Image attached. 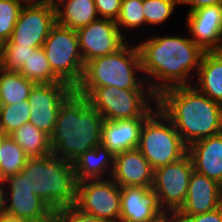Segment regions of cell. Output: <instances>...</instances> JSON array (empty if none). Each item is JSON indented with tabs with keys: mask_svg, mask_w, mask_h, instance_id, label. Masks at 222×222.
<instances>
[{
	"mask_svg": "<svg viewBox=\"0 0 222 222\" xmlns=\"http://www.w3.org/2000/svg\"><path fill=\"white\" fill-rule=\"evenodd\" d=\"M128 41L120 50L85 64L82 80L75 91L88 97L96 88L150 89L144 79L137 44Z\"/></svg>",
	"mask_w": 222,
	"mask_h": 222,
	"instance_id": "4",
	"label": "cell"
},
{
	"mask_svg": "<svg viewBox=\"0 0 222 222\" xmlns=\"http://www.w3.org/2000/svg\"><path fill=\"white\" fill-rule=\"evenodd\" d=\"M194 170L222 185V132L188 146Z\"/></svg>",
	"mask_w": 222,
	"mask_h": 222,
	"instance_id": "20",
	"label": "cell"
},
{
	"mask_svg": "<svg viewBox=\"0 0 222 222\" xmlns=\"http://www.w3.org/2000/svg\"><path fill=\"white\" fill-rule=\"evenodd\" d=\"M25 78L35 84H48L61 82L52 72L43 47L36 48L24 61L19 71Z\"/></svg>",
	"mask_w": 222,
	"mask_h": 222,
	"instance_id": "26",
	"label": "cell"
},
{
	"mask_svg": "<svg viewBox=\"0 0 222 222\" xmlns=\"http://www.w3.org/2000/svg\"><path fill=\"white\" fill-rule=\"evenodd\" d=\"M137 148L153 169L176 162L188 153L173 123L159 107L143 122Z\"/></svg>",
	"mask_w": 222,
	"mask_h": 222,
	"instance_id": "6",
	"label": "cell"
},
{
	"mask_svg": "<svg viewBox=\"0 0 222 222\" xmlns=\"http://www.w3.org/2000/svg\"><path fill=\"white\" fill-rule=\"evenodd\" d=\"M74 91L64 82L35 84L28 97L31 106L29 122L50 137L59 108Z\"/></svg>",
	"mask_w": 222,
	"mask_h": 222,
	"instance_id": "12",
	"label": "cell"
},
{
	"mask_svg": "<svg viewBox=\"0 0 222 222\" xmlns=\"http://www.w3.org/2000/svg\"><path fill=\"white\" fill-rule=\"evenodd\" d=\"M56 24V10L27 1L22 7L10 37L13 44L42 47Z\"/></svg>",
	"mask_w": 222,
	"mask_h": 222,
	"instance_id": "14",
	"label": "cell"
},
{
	"mask_svg": "<svg viewBox=\"0 0 222 222\" xmlns=\"http://www.w3.org/2000/svg\"><path fill=\"white\" fill-rule=\"evenodd\" d=\"M120 203L121 188L111 178L77 183L74 206L83 213L107 222H119Z\"/></svg>",
	"mask_w": 222,
	"mask_h": 222,
	"instance_id": "9",
	"label": "cell"
},
{
	"mask_svg": "<svg viewBox=\"0 0 222 222\" xmlns=\"http://www.w3.org/2000/svg\"><path fill=\"white\" fill-rule=\"evenodd\" d=\"M76 33L85 64L94 58L117 52L132 40L119 31L114 20L106 18H98L76 30Z\"/></svg>",
	"mask_w": 222,
	"mask_h": 222,
	"instance_id": "13",
	"label": "cell"
},
{
	"mask_svg": "<svg viewBox=\"0 0 222 222\" xmlns=\"http://www.w3.org/2000/svg\"><path fill=\"white\" fill-rule=\"evenodd\" d=\"M6 214V184L0 177V216Z\"/></svg>",
	"mask_w": 222,
	"mask_h": 222,
	"instance_id": "37",
	"label": "cell"
},
{
	"mask_svg": "<svg viewBox=\"0 0 222 222\" xmlns=\"http://www.w3.org/2000/svg\"><path fill=\"white\" fill-rule=\"evenodd\" d=\"M190 38L204 51H222V5H210L186 14Z\"/></svg>",
	"mask_w": 222,
	"mask_h": 222,
	"instance_id": "15",
	"label": "cell"
},
{
	"mask_svg": "<svg viewBox=\"0 0 222 222\" xmlns=\"http://www.w3.org/2000/svg\"><path fill=\"white\" fill-rule=\"evenodd\" d=\"M0 222H28V221L4 214L0 216Z\"/></svg>",
	"mask_w": 222,
	"mask_h": 222,
	"instance_id": "39",
	"label": "cell"
},
{
	"mask_svg": "<svg viewBox=\"0 0 222 222\" xmlns=\"http://www.w3.org/2000/svg\"><path fill=\"white\" fill-rule=\"evenodd\" d=\"M158 222H176L173 215H166L164 218H161Z\"/></svg>",
	"mask_w": 222,
	"mask_h": 222,
	"instance_id": "40",
	"label": "cell"
},
{
	"mask_svg": "<svg viewBox=\"0 0 222 222\" xmlns=\"http://www.w3.org/2000/svg\"><path fill=\"white\" fill-rule=\"evenodd\" d=\"M94 0H66L56 9V23L78 30L98 19Z\"/></svg>",
	"mask_w": 222,
	"mask_h": 222,
	"instance_id": "23",
	"label": "cell"
},
{
	"mask_svg": "<svg viewBox=\"0 0 222 222\" xmlns=\"http://www.w3.org/2000/svg\"><path fill=\"white\" fill-rule=\"evenodd\" d=\"M27 0H0V45L10 40L20 11Z\"/></svg>",
	"mask_w": 222,
	"mask_h": 222,
	"instance_id": "31",
	"label": "cell"
},
{
	"mask_svg": "<svg viewBox=\"0 0 222 222\" xmlns=\"http://www.w3.org/2000/svg\"><path fill=\"white\" fill-rule=\"evenodd\" d=\"M36 48L13 44L10 40L1 45L0 67L4 70L19 72L30 53Z\"/></svg>",
	"mask_w": 222,
	"mask_h": 222,
	"instance_id": "30",
	"label": "cell"
},
{
	"mask_svg": "<svg viewBox=\"0 0 222 222\" xmlns=\"http://www.w3.org/2000/svg\"><path fill=\"white\" fill-rule=\"evenodd\" d=\"M7 135H4L2 133H0V148H1V145H2V140L6 137Z\"/></svg>",
	"mask_w": 222,
	"mask_h": 222,
	"instance_id": "41",
	"label": "cell"
},
{
	"mask_svg": "<svg viewBox=\"0 0 222 222\" xmlns=\"http://www.w3.org/2000/svg\"><path fill=\"white\" fill-rule=\"evenodd\" d=\"M103 121L88 98L74 91L59 108L49 137L52 153L73 163L87 150L101 144Z\"/></svg>",
	"mask_w": 222,
	"mask_h": 222,
	"instance_id": "3",
	"label": "cell"
},
{
	"mask_svg": "<svg viewBox=\"0 0 222 222\" xmlns=\"http://www.w3.org/2000/svg\"><path fill=\"white\" fill-rule=\"evenodd\" d=\"M146 118H126L104 120L101 144L114 156L136 149L139 145L140 131Z\"/></svg>",
	"mask_w": 222,
	"mask_h": 222,
	"instance_id": "19",
	"label": "cell"
},
{
	"mask_svg": "<svg viewBox=\"0 0 222 222\" xmlns=\"http://www.w3.org/2000/svg\"><path fill=\"white\" fill-rule=\"evenodd\" d=\"M182 4L190 5L189 9H187V13H189L205 6L222 5V0H178V5Z\"/></svg>",
	"mask_w": 222,
	"mask_h": 222,
	"instance_id": "36",
	"label": "cell"
},
{
	"mask_svg": "<svg viewBox=\"0 0 222 222\" xmlns=\"http://www.w3.org/2000/svg\"><path fill=\"white\" fill-rule=\"evenodd\" d=\"M20 174L29 189L55 213L75 204L77 181L73 163L51 153L28 158Z\"/></svg>",
	"mask_w": 222,
	"mask_h": 222,
	"instance_id": "5",
	"label": "cell"
},
{
	"mask_svg": "<svg viewBox=\"0 0 222 222\" xmlns=\"http://www.w3.org/2000/svg\"><path fill=\"white\" fill-rule=\"evenodd\" d=\"M178 6V0H143L146 25H161L166 22Z\"/></svg>",
	"mask_w": 222,
	"mask_h": 222,
	"instance_id": "32",
	"label": "cell"
},
{
	"mask_svg": "<svg viewBox=\"0 0 222 222\" xmlns=\"http://www.w3.org/2000/svg\"><path fill=\"white\" fill-rule=\"evenodd\" d=\"M115 156L102 144L87 150L73 162L77 183L111 178Z\"/></svg>",
	"mask_w": 222,
	"mask_h": 222,
	"instance_id": "21",
	"label": "cell"
},
{
	"mask_svg": "<svg viewBox=\"0 0 222 222\" xmlns=\"http://www.w3.org/2000/svg\"><path fill=\"white\" fill-rule=\"evenodd\" d=\"M154 169L136 148L115 156L111 179L120 187L151 188Z\"/></svg>",
	"mask_w": 222,
	"mask_h": 222,
	"instance_id": "18",
	"label": "cell"
},
{
	"mask_svg": "<svg viewBox=\"0 0 222 222\" xmlns=\"http://www.w3.org/2000/svg\"><path fill=\"white\" fill-rule=\"evenodd\" d=\"M193 170L188 153L176 162L154 169L151 189L156 192L159 204L167 215H173L184 204Z\"/></svg>",
	"mask_w": 222,
	"mask_h": 222,
	"instance_id": "10",
	"label": "cell"
},
{
	"mask_svg": "<svg viewBox=\"0 0 222 222\" xmlns=\"http://www.w3.org/2000/svg\"><path fill=\"white\" fill-rule=\"evenodd\" d=\"M99 18L116 21L119 16L122 0H94Z\"/></svg>",
	"mask_w": 222,
	"mask_h": 222,
	"instance_id": "34",
	"label": "cell"
},
{
	"mask_svg": "<svg viewBox=\"0 0 222 222\" xmlns=\"http://www.w3.org/2000/svg\"><path fill=\"white\" fill-rule=\"evenodd\" d=\"M222 205V185L193 170L186 199L173 216H194L213 211Z\"/></svg>",
	"mask_w": 222,
	"mask_h": 222,
	"instance_id": "17",
	"label": "cell"
},
{
	"mask_svg": "<svg viewBox=\"0 0 222 222\" xmlns=\"http://www.w3.org/2000/svg\"><path fill=\"white\" fill-rule=\"evenodd\" d=\"M34 82L21 73L0 67V104H15L28 100Z\"/></svg>",
	"mask_w": 222,
	"mask_h": 222,
	"instance_id": "25",
	"label": "cell"
},
{
	"mask_svg": "<svg viewBox=\"0 0 222 222\" xmlns=\"http://www.w3.org/2000/svg\"><path fill=\"white\" fill-rule=\"evenodd\" d=\"M30 104L28 100L15 104H0V133L11 134L30 120Z\"/></svg>",
	"mask_w": 222,
	"mask_h": 222,
	"instance_id": "28",
	"label": "cell"
},
{
	"mask_svg": "<svg viewBox=\"0 0 222 222\" xmlns=\"http://www.w3.org/2000/svg\"><path fill=\"white\" fill-rule=\"evenodd\" d=\"M42 47L53 74L75 89L82 80L85 67L76 30L56 23Z\"/></svg>",
	"mask_w": 222,
	"mask_h": 222,
	"instance_id": "8",
	"label": "cell"
},
{
	"mask_svg": "<svg viewBox=\"0 0 222 222\" xmlns=\"http://www.w3.org/2000/svg\"><path fill=\"white\" fill-rule=\"evenodd\" d=\"M157 104L187 147L222 132V105L193 85L164 90L157 96Z\"/></svg>",
	"mask_w": 222,
	"mask_h": 222,
	"instance_id": "2",
	"label": "cell"
},
{
	"mask_svg": "<svg viewBox=\"0 0 222 222\" xmlns=\"http://www.w3.org/2000/svg\"><path fill=\"white\" fill-rule=\"evenodd\" d=\"M137 46L144 79L156 96L169 88L192 85L205 52L190 36L169 33L143 38Z\"/></svg>",
	"mask_w": 222,
	"mask_h": 222,
	"instance_id": "1",
	"label": "cell"
},
{
	"mask_svg": "<svg viewBox=\"0 0 222 222\" xmlns=\"http://www.w3.org/2000/svg\"><path fill=\"white\" fill-rule=\"evenodd\" d=\"M87 98L104 120L147 118L158 107L151 89L105 86L96 88Z\"/></svg>",
	"mask_w": 222,
	"mask_h": 222,
	"instance_id": "7",
	"label": "cell"
},
{
	"mask_svg": "<svg viewBox=\"0 0 222 222\" xmlns=\"http://www.w3.org/2000/svg\"><path fill=\"white\" fill-rule=\"evenodd\" d=\"M66 0H32V2L43 5L56 10L60 7Z\"/></svg>",
	"mask_w": 222,
	"mask_h": 222,
	"instance_id": "38",
	"label": "cell"
},
{
	"mask_svg": "<svg viewBox=\"0 0 222 222\" xmlns=\"http://www.w3.org/2000/svg\"><path fill=\"white\" fill-rule=\"evenodd\" d=\"M55 222H107V221L83 213L73 205L62 208L58 212H56Z\"/></svg>",
	"mask_w": 222,
	"mask_h": 222,
	"instance_id": "33",
	"label": "cell"
},
{
	"mask_svg": "<svg viewBox=\"0 0 222 222\" xmlns=\"http://www.w3.org/2000/svg\"><path fill=\"white\" fill-rule=\"evenodd\" d=\"M6 184V214L28 222H55V212L27 186L19 173L8 176Z\"/></svg>",
	"mask_w": 222,
	"mask_h": 222,
	"instance_id": "11",
	"label": "cell"
},
{
	"mask_svg": "<svg viewBox=\"0 0 222 222\" xmlns=\"http://www.w3.org/2000/svg\"><path fill=\"white\" fill-rule=\"evenodd\" d=\"M176 222H222V205L210 212L194 216H174Z\"/></svg>",
	"mask_w": 222,
	"mask_h": 222,
	"instance_id": "35",
	"label": "cell"
},
{
	"mask_svg": "<svg viewBox=\"0 0 222 222\" xmlns=\"http://www.w3.org/2000/svg\"><path fill=\"white\" fill-rule=\"evenodd\" d=\"M8 136L24 150L28 158L44 157L52 153L49 136L30 122L15 129Z\"/></svg>",
	"mask_w": 222,
	"mask_h": 222,
	"instance_id": "24",
	"label": "cell"
},
{
	"mask_svg": "<svg viewBox=\"0 0 222 222\" xmlns=\"http://www.w3.org/2000/svg\"><path fill=\"white\" fill-rule=\"evenodd\" d=\"M194 82L199 92L222 105V51L204 52Z\"/></svg>",
	"mask_w": 222,
	"mask_h": 222,
	"instance_id": "22",
	"label": "cell"
},
{
	"mask_svg": "<svg viewBox=\"0 0 222 222\" xmlns=\"http://www.w3.org/2000/svg\"><path fill=\"white\" fill-rule=\"evenodd\" d=\"M27 160L28 156L24 150L7 135L2 140L0 148V177L6 179L8 176L19 173Z\"/></svg>",
	"mask_w": 222,
	"mask_h": 222,
	"instance_id": "27",
	"label": "cell"
},
{
	"mask_svg": "<svg viewBox=\"0 0 222 222\" xmlns=\"http://www.w3.org/2000/svg\"><path fill=\"white\" fill-rule=\"evenodd\" d=\"M115 22L124 36L127 34L125 32L129 33L131 30H140V27H144L146 20L143 13V0H122L120 13Z\"/></svg>",
	"mask_w": 222,
	"mask_h": 222,
	"instance_id": "29",
	"label": "cell"
},
{
	"mask_svg": "<svg viewBox=\"0 0 222 222\" xmlns=\"http://www.w3.org/2000/svg\"><path fill=\"white\" fill-rule=\"evenodd\" d=\"M119 222H158L167 214L151 188L122 187Z\"/></svg>",
	"mask_w": 222,
	"mask_h": 222,
	"instance_id": "16",
	"label": "cell"
}]
</instances>
